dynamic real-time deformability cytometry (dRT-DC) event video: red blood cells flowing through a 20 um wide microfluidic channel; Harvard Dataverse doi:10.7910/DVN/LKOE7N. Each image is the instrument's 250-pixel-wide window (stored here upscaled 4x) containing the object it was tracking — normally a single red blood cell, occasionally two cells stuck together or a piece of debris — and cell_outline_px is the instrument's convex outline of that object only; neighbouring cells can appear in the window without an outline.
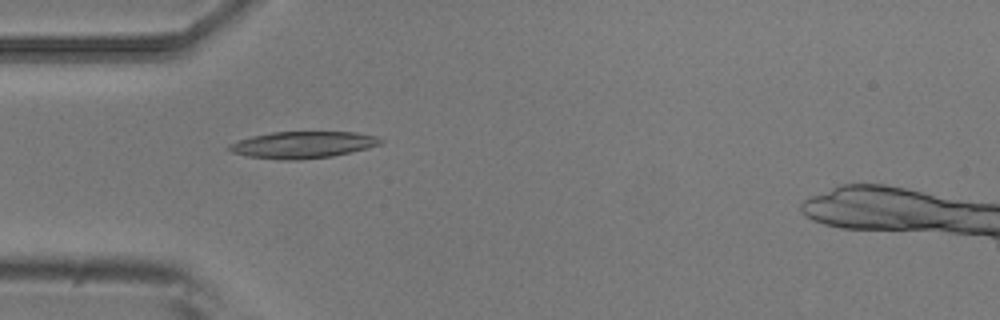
{"species": "common noctule bat (a hibernating species)", "species_latin": "Nyctalus noctula", "temperature_condition": "room temperature", "stored_images_in_passage": 1, "camera_frame_rate_fps": 3000, "um_per_image_px": 0.085, "animal": {"sex": "male", "body_mass_g": 20.5, "forearm_length_mm": 52.5}, "frame": {"image": 1, "passage_image": 1, "time_ms": 0.0, "image_size_px": [1000, 320], "cell_outline_px": [[384, 140], [380, 144], [368, 148], [332, 156], [300, 160], [280, 160], [248, 156], [232, 152], [224, 148], [228, 144], [252, 136], [272, 132], [356, 132], [376, 136]], "centroid_in_image_um": [25.71, 12.31], "position_along_channel_um": 59.3, "area_um2": 23.64}}